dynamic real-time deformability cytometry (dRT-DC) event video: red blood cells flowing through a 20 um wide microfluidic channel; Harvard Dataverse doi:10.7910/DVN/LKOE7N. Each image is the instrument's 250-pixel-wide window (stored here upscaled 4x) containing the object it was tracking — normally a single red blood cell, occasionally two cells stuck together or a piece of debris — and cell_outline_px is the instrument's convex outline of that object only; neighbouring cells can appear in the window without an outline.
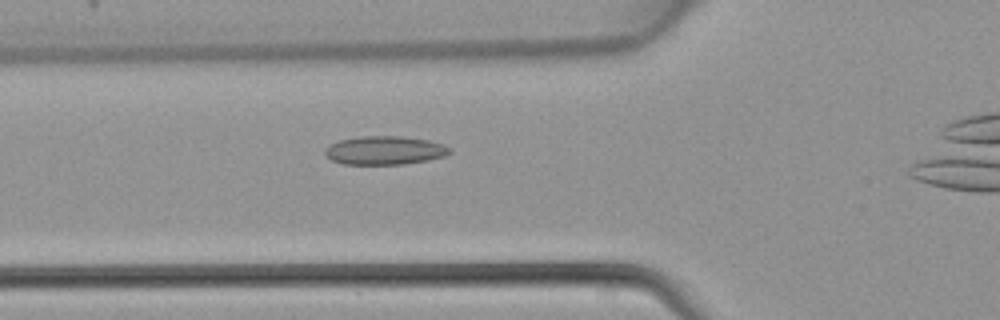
{"species": "common noctule bat (a hibernating species)", "species_latin": "Nyctalus noctula", "temperature_condition": "warm", "stored_images_in_passage": 28, "camera_frame_rate_fps": 3000, "um_per_image_px": 0.085, "animal": {"sex": "female", "body_mass_g": 22.7, "forearm_length_mm": 54.2}, "frame": {"image": 1, "passage_image": 5, "time_ms": 1.333, "image_size_px": [1000, 320], "cell_outline_px": [[452, 152], [444, 156], [428, 160], [404, 164], [340, 164], [324, 156], [324, 148], [328, 144], [340, 140], [360, 136], [404, 136], [428, 140], [444, 144], [452, 148]], "centroid_in_image_um": [32.68, 12.78], "position_along_channel_um": 93.1, "area_um2": 21.1}}
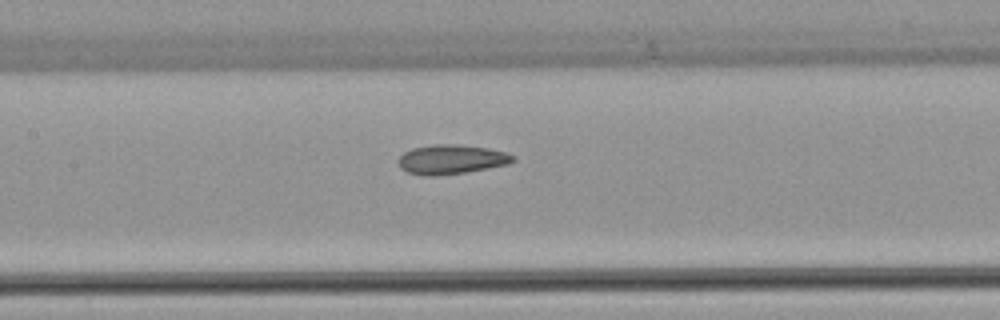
{"frame": {"image": 2, "passage_image": 10, "time_ms": 3.0, "image_size_px": [1000, 320], "cell_outline_px": [[516, 160], [508, 164], [488, 168], [464, 172], [432, 176], [424, 176], [408, 172], [400, 168], [400, 156], [404, 152], [412, 148], [432, 144], [452, 144], [488, 148], [504, 152], [516, 156]], "centroid_in_image_um": [38.37, 13.54], "position_along_channel_um": 169.0, "area_um2": 19.48}}
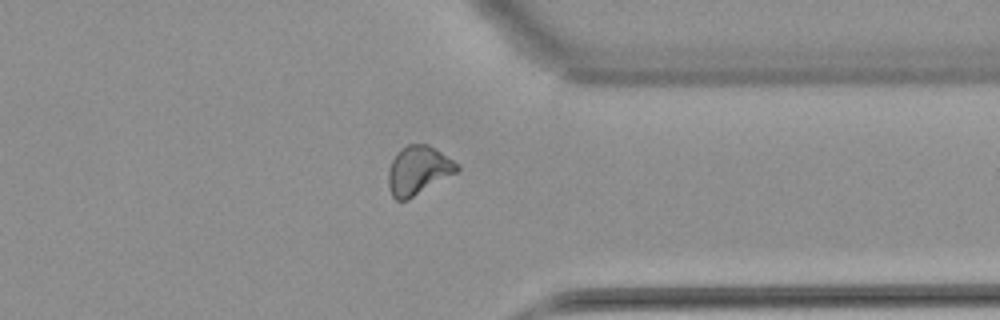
{"frame": {"image": 3, "passage_image": 24, "time_ms": 7.667, "image_size_px": [1000, 320], "cell_outline_px": [[460, 168], [456, 172], [408, 200], [396, 200], [392, 196], [388, 188], [388, 172], [392, 160], [396, 152], [400, 148], [408, 144], [428, 144], [436, 148], [460, 164]], "centroid_in_image_um": [35.54, 14.46], "position_along_channel_um": 375.9, "area_um2": 19.65}}